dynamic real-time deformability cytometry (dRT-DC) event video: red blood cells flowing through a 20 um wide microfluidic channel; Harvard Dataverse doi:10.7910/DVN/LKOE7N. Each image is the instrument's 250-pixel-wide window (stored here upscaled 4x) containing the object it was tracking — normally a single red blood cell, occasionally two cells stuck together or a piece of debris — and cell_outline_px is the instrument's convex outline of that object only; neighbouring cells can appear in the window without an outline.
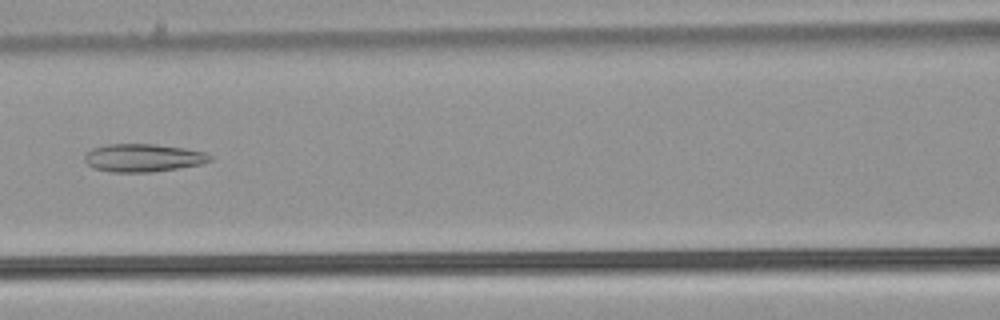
{"species": "common noctule bat (a hibernating species)", "species_latin": "Nyctalus noctula", "temperature_condition": "warm", "stored_images_in_passage": 52, "camera_frame_rate_fps": 3000, "um_per_image_px": 0.085, "animal": {"sex": "male", "body_mass_g": 21.5, "forearm_length_mm": 52.0}, "frame": {"image": 1, "passage_image": 24, "time_ms": 7.667, "image_size_px": [1000, 320], "cell_outline_px": [[212, 160], [200, 164], [152, 172], [112, 172], [92, 168], [84, 160], [84, 156], [92, 148], [108, 144], [156, 144], [184, 148], [204, 152], [212, 156]], "centroid_in_image_um": [12.14, 13.41], "position_along_channel_um": 154.5, "area_um2": 20.35}}
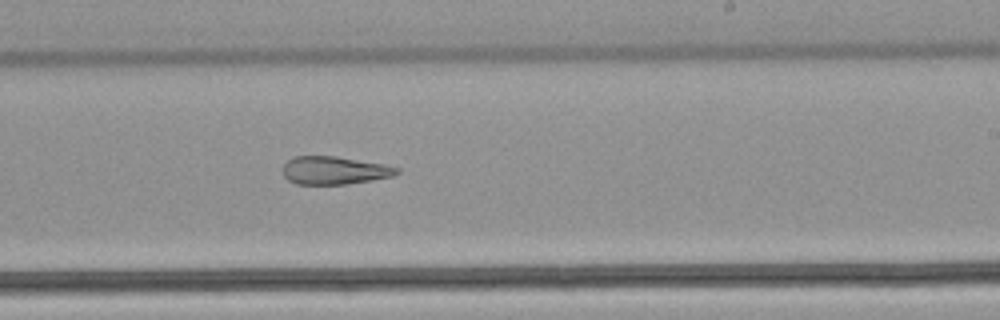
{"frame": {"image": 2, "passage_image": 32, "time_ms": 10.333, "image_size_px": [1000, 320], "cell_outline_px": [[400, 172], [392, 176], [372, 180], [348, 184], [296, 184], [288, 180], [284, 176], [284, 164], [292, 156], [336, 156], [384, 164], [400, 168]], "centroid_in_image_um": [28.43, 14.48], "position_along_channel_um": 260.6, "area_um2": 18.61}}
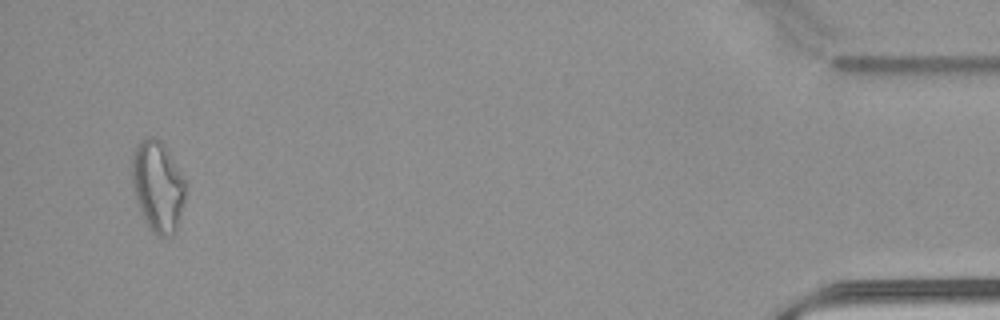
{"frame": {"image": 3, "passage_image": 50, "time_ms": 16.333, "image_size_px": [1000, 320], "cell_outline_px": [[184, 200], [176, 232], [172, 236], [160, 236], [152, 232], [148, 228], [144, 220], [132, 184], [132, 156], [136, 144], [140, 140], [148, 136], [152, 136], [160, 140], [164, 144], [184, 180]], "centroid_in_image_um": [13.39, 15.83], "position_along_channel_um": 421.8, "area_um2": 28.03}, "authors_computed_cell_mechanics": {"area_um2": 24.7673, "velocity_mm_per_s": 3.9993, "shape_relaxation_time_tau1_ms": null, "shape_relaxation_time_tau2_ms": 5.7134, "deformation_change_tau1": null, "deformation_change_tau2": 0.1908}}